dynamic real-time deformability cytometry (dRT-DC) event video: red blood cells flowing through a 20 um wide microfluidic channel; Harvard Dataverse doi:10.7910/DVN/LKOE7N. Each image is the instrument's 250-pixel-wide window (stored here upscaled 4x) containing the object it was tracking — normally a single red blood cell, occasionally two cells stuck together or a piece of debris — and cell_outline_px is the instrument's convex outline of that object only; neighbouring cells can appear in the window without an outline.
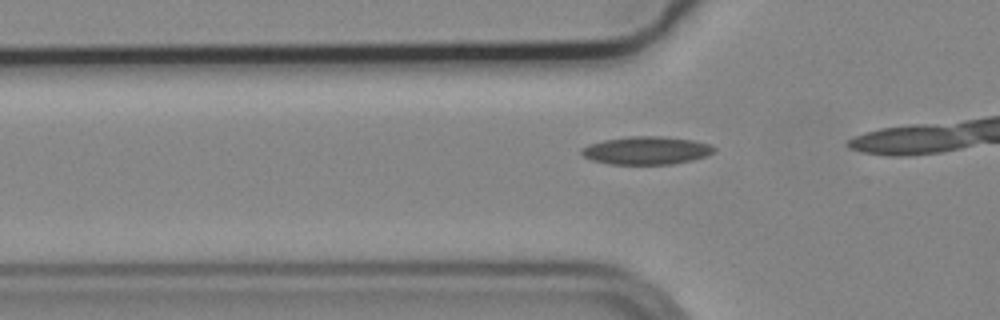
{"species": "common noctule bat (a hibernating species)", "species_latin": "Nyctalus noctula", "temperature_condition": "cold", "stored_images_in_passage": 16, "camera_frame_rate_fps": 3000, "um_per_image_px": 0.085, "animal": {"sex": "male", "body_mass_g": 19.2, "forearm_length_mm": 51.8}, "frame": {"image": 1, "passage_image": 11, "time_ms": 3.333, "image_size_px": [1000, 320], "cell_outline_px": [[716, 148], [712, 152], [704, 156], [692, 160], [672, 164], [608, 164], [592, 160], [584, 156], [580, 152], [580, 148], [588, 144], [604, 140], [628, 136], [660, 136], [692, 140], [708, 144]], "centroid_in_image_um": [54.88, 12.79], "position_along_channel_um": 70.9, "area_um2": 21.5}}